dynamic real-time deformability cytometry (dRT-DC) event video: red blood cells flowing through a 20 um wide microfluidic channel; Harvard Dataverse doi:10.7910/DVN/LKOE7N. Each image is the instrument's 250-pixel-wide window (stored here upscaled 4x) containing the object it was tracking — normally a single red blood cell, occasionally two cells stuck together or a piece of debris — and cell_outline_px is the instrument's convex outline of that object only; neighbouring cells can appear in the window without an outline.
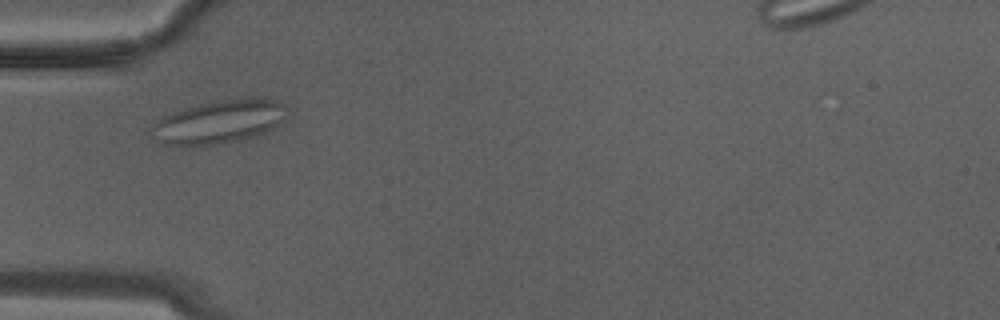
{"species": "Egyptian fruit bat (a non-hibernating species)", "species_latin": "Rousettus aegyptiacus", "temperature_condition": "warm", "stored_images_in_passage": 10, "camera_frame_rate_fps": 3000, "um_per_image_px": 0.085, "animal": {"sex": "male"}, "frame": {"image": 1, "passage_image": 1, "time_ms": 0.0, "image_size_px": [1000, 320], "cell_outline_px": [[288, 104], [284, 116], [272, 128], [256, 136], [224, 144], [160, 144], [148, 132], [152, 124], [164, 116], [172, 112], [212, 100], [248, 96], [264, 96]], "centroid_in_image_um": [18.64, 10.3], "position_along_channel_um": 66.4, "area_um2": 34.68}}